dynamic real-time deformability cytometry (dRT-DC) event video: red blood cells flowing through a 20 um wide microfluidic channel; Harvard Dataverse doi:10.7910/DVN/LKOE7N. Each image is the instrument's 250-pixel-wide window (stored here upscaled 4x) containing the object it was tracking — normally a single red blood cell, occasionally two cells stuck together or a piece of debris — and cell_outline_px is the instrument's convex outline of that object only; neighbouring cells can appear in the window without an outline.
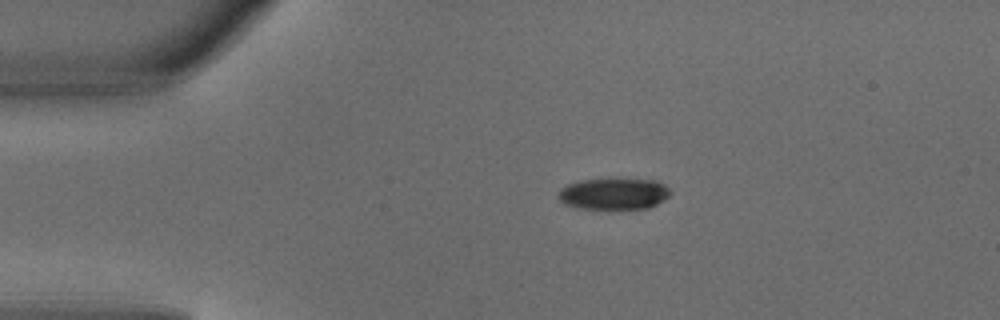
{"species": "common noctule bat (a hibernating species)", "species_latin": "Nyctalus noctula", "temperature_condition": "warm", "stored_images_in_passage": 2, "camera_frame_rate_fps": 3000, "um_per_image_px": 0.085, "animal": {"sex": "male", "body_mass_g": 18.8}, "frame": {"image": 1, "passage_image": 1, "time_ms": 0.0, "image_size_px": [1000, 320], "cell_outline_px": [[672, 192], [668, 196], [656, 204], [648, 208], [580, 208], [564, 204], [556, 196], [560, 188], [568, 184], [580, 180], [608, 176], [656, 180], [664, 184]], "centroid_in_image_um": [52.14, 16.41], "position_along_channel_um": 32.9, "area_um2": 21.21}}